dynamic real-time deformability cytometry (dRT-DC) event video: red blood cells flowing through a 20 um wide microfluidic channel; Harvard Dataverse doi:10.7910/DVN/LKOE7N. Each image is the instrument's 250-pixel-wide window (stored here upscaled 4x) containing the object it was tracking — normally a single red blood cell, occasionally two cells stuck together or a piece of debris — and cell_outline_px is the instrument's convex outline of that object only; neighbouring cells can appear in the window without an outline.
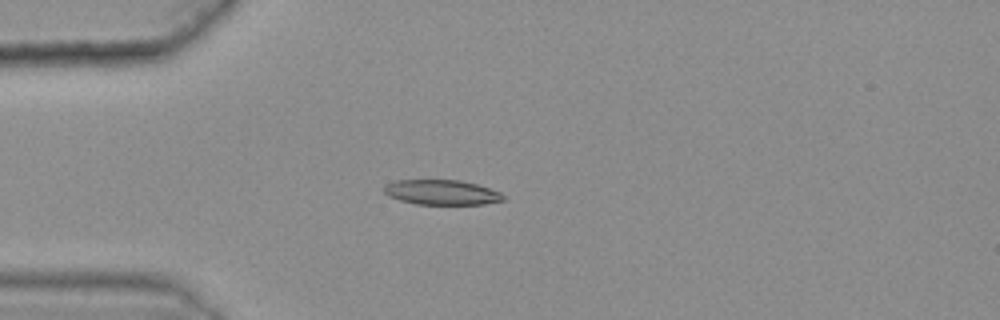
{"species": "common noctule bat (a hibernating species)", "species_latin": "Nyctalus noctula", "temperature_condition": "warm", "stored_images_in_passage": 48, "camera_frame_rate_fps": 3000, "um_per_image_px": 0.085, "animal": {"sex": "female", "body_mass_g": 25.1}, "frame": {"image": 1, "passage_image": 15, "time_ms": 4.667, "image_size_px": [1000, 320], "cell_outline_px": [[504, 200], [484, 204], [416, 204], [400, 200], [388, 196], [384, 192], [384, 188], [388, 184], [396, 180], [460, 180], [476, 184], [500, 192], [504, 196]], "centroid_in_image_um": [37.54, 16.35], "position_along_channel_um": 47.5, "area_um2": 17.17}}
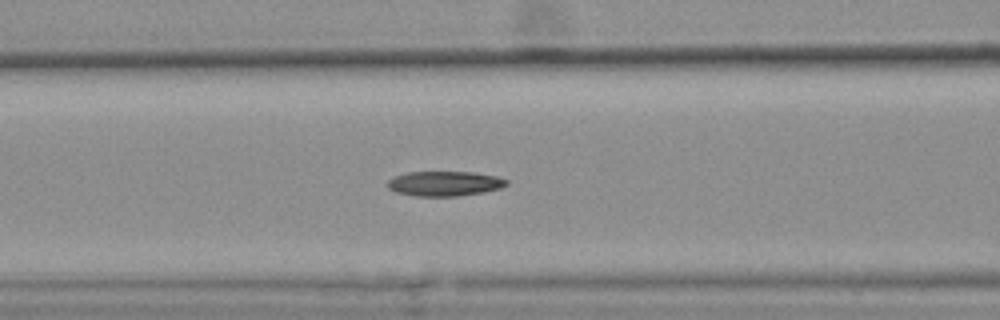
{"frame": {"image": 2, "passage_image": 23, "time_ms": 7.333, "image_size_px": [1000, 320], "cell_outline_px": [[508, 184], [500, 188], [484, 192], [456, 196], [416, 196], [396, 192], [388, 188], [388, 180], [396, 176], [408, 172], [472, 172], [496, 176], [508, 180]], "centroid_in_image_um": [37.8, 15.6], "position_along_channel_um": 128.8, "area_um2": 17.11}}
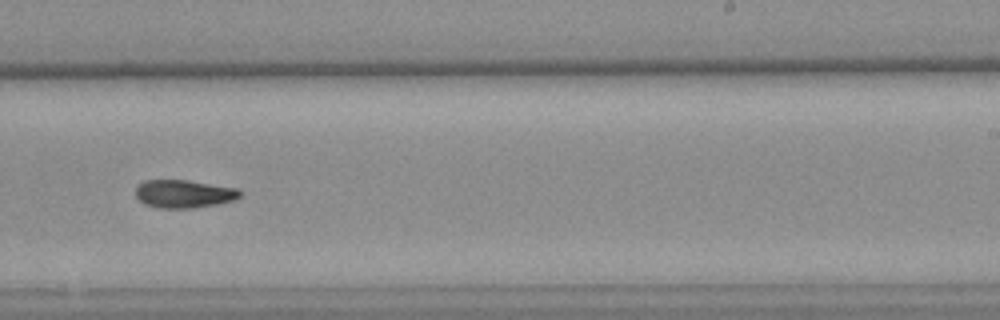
{"frame": {"image": 3, "passage_image": 35, "time_ms": 11.333, "image_size_px": [1000, 320], "cell_outline_px": [[240, 196], [236, 200], [220, 204], [192, 208], [160, 208], [144, 204], [136, 196], [136, 184], [144, 180], [188, 180], [236, 188], [240, 192]], "centroid_in_image_um": [15.61, 16.48], "position_along_channel_um": 273.4, "area_um2": 17.17}, "authors_computed_cell_mechanics": {"area_um2": 17.5712, "velocity_mm_per_s": 3.6261, "shape_relaxation_time_tau1_ms": null, "shape_relaxation_time_tau2_ms": 7.6698, "deformation_change_tau1": null, "deformation_change_tau2": 0.144}}